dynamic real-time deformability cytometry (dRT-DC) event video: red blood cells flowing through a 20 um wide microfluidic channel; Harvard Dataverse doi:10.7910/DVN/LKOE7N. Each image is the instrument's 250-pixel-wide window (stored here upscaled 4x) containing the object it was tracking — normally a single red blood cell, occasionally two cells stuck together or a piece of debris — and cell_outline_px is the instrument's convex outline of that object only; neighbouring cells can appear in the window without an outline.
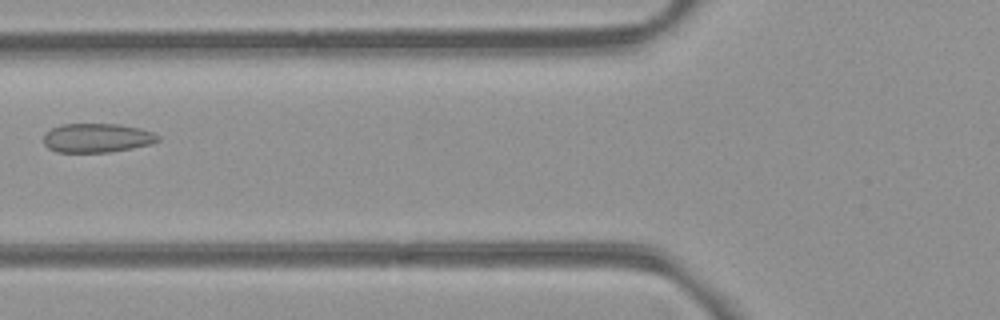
{"species": "common noctule bat (a hibernating species)", "species_latin": "Nyctalus noctula", "temperature_condition": "room temperature", "stored_images_in_passage": 7, "camera_frame_rate_fps": 3000, "um_per_image_px": 0.085, "animal": {"sex": "female", "body_mass_g": 21.9}, "frame": {"image": 1, "passage_image": 6, "time_ms": 5.667, "image_size_px": [1000, 320], "cell_outline_px": [[160, 140], [148, 144], [132, 148], [108, 152], [56, 152], [48, 148], [44, 144], [44, 136], [52, 128], [64, 124], [120, 124], [140, 128], [152, 132], [160, 136]], "centroid_in_image_um": [8.25, 11.72], "position_along_channel_um": 117.5, "area_um2": 19.25}}
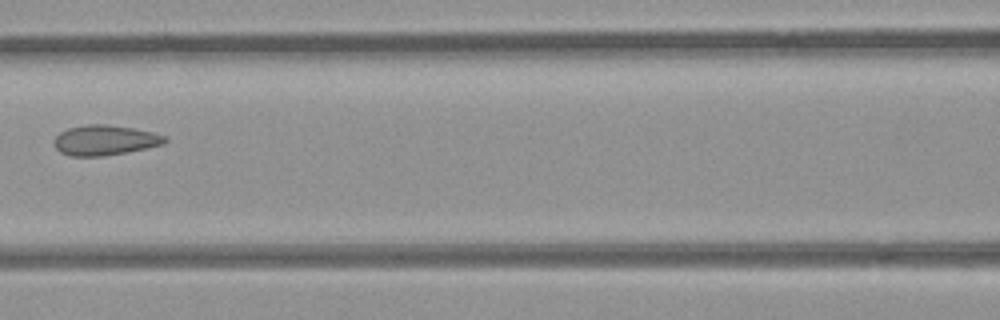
{"frame": {"image": 2, "passage_image": 7, "time_ms": 6.667, "image_size_px": [1000, 320], "cell_outline_px": [[168, 140], [164, 144], [128, 152], [100, 156], [68, 156], [60, 152], [56, 148], [52, 140], [60, 132], [68, 128], [88, 124], [104, 124], [132, 128], [152, 132], [164, 136]], "centroid_in_image_um": [8.88, 11.92], "position_along_channel_um": 157.7, "area_um2": 19.42}}